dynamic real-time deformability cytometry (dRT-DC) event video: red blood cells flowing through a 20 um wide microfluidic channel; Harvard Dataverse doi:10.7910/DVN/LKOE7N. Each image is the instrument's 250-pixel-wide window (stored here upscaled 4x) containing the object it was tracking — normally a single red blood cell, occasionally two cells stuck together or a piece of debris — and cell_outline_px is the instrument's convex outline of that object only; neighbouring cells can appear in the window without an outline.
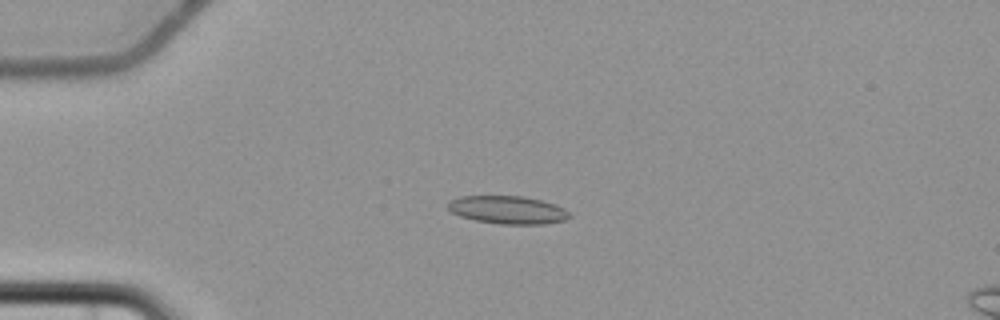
{"species": "common noctule bat (a hibernating species)", "species_latin": "Nyctalus noctula", "temperature_condition": "cold", "stored_images_in_passage": 4, "camera_frame_rate_fps": 3000, "um_per_image_px": 0.085, "animal": {"sex": "female", "body_mass_g": 22.7, "forearm_length_mm": 54.2}, "frame": {"image": 1, "passage_image": 2, "time_ms": 1.333, "image_size_px": [1000, 320], "cell_outline_px": [[572, 216], [564, 220], [544, 224], [500, 224], [476, 220], [460, 216], [452, 212], [448, 208], [448, 200], [460, 196], [524, 196], [540, 200], [564, 208]], "centroid_in_image_um": [43.13, 17.84], "position_along_channel_um": 41.9, "area_um2": 19.71}}
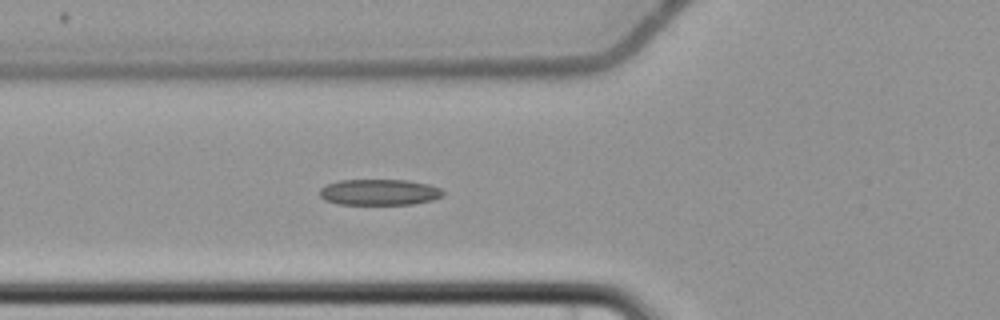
{"frame": {"image": 2, "passage_image": 4, "time_ms": 3.667, "image_size_px": [1000, 320], "cell_outline_px": [[444, 192], [440, 196], [432, 200], [412, 204], [340, 204], [324, 200], [320, 196], [320, 188], [328, 184], [340, 180], [408, 180], [428, 184], [440, 188]], "centroid_in_image_um": [32.23, 16.33], "position_along_channel_um": 93.6, "area_um2": 18.55}}